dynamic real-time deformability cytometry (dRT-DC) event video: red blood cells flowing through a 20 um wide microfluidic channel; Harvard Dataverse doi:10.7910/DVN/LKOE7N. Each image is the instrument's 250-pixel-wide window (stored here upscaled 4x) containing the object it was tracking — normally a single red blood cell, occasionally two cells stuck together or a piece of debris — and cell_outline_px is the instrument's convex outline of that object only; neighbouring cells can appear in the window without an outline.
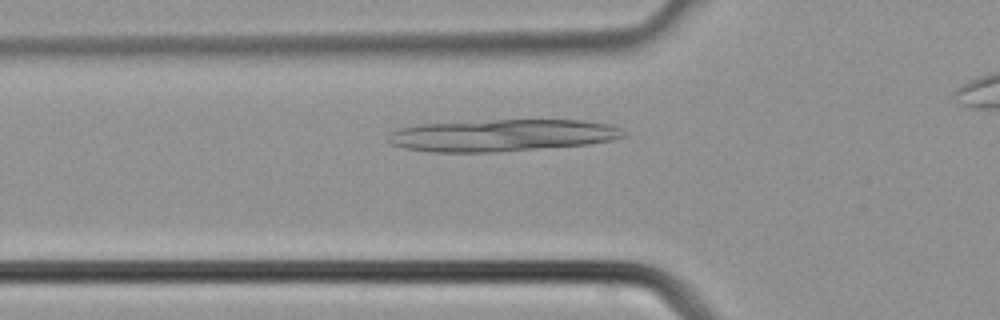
{"species": "common noctule bat (a hibernating species)", "species_latin": "Nyctalus noctula", "temperature_condition": "cold", "stored_images_in_passage": 17, "camera_frame_rate_fps": 3000, "um_per_image_px": 0.085, "animal": {"sex": "male", "body_mass_g": 21.5, "forearm_length_mm": 52.0}, "frame": {"image": 1, "passage_image": 7, "time_ms": 2.0, "image_size_px": [1000, 320], "cell_outline_px": [[628, 136], [612, 140], [588, 144], [496, 152], [432, 152], [404, 148], [392, 144], [384, 140], [392, 132], [400, 128], [420, 124], [492, 120], [584, 120], [612, 124], [620, 128]], "centroid_in_image_um": [42.7, 11.5], "position_along_channel_um": 83.1, "area_um2": 44.04}}
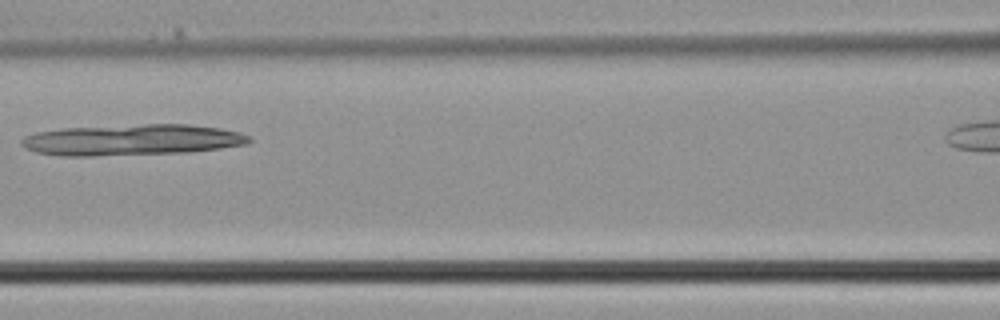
{"frame": {"image": 2, "passage_image": 11, "time_ms": 3.333, "image_size_px": [1000, 320], "cell_outline_px": [[252, 140], [248, 144], [220, 148], [188, 152], [92, 156], [60, 156], [36, 152], [24, 148], [20, 144], [20, 140], [24, 136], [36, 132], [60, 128], [144, 124], [188, 124], [220, 128], [240, 132], [252, 136]], "centroid_in_image_um": [11.21, 11.89], "position_along_channel_um": 155.4, "area_um2": 41.56}}
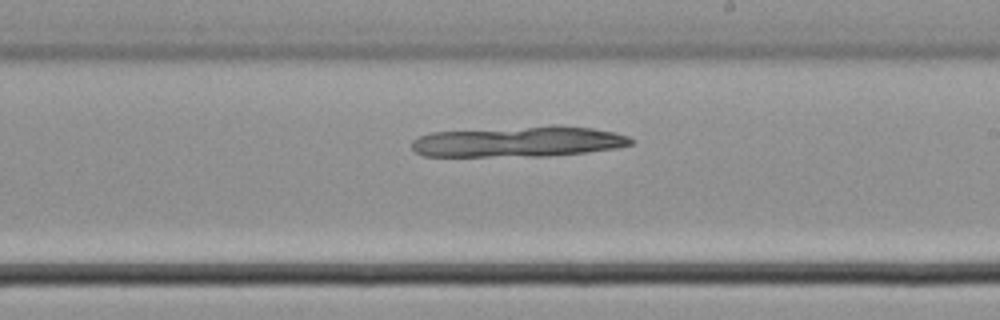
{"frame": {"image": 3, "passage_image": 16, "time_ms": 5.0, "image_size_px": [1000, 320], "cell_outline_px": [[636, 140], [632, 144], [616, 148], [584, 152], [548, 156], [424, 156], [416, 152], [412, 148], [412, 140], [416, 136], [432, 132], [552, 124], [556, 124], [592, 128], [612, 132], [628, 136]], "centroid_in_image_um": [44.07, 12.02], "position_along_channel_um": 244.9, "area_um2": 39.65}}